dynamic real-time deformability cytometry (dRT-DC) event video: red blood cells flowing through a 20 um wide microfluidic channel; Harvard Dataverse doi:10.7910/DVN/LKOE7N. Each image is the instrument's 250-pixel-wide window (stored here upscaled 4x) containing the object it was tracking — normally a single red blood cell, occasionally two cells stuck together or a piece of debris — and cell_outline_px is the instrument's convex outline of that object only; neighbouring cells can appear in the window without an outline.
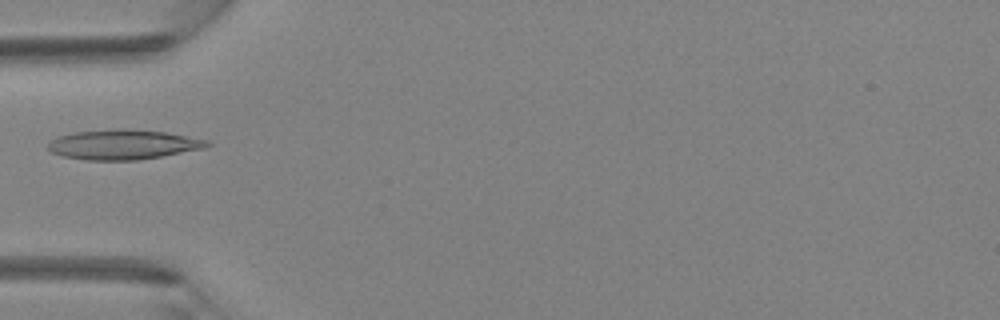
{"species": "Egyptian fruit bat (a non-hibernating species)", "species_latin": "Rousettus aegyptiacus", "temperature_condition": "room temperature", "stored_images_in_passage": 4, "camera_frame_rate_fps": 3000, "um_per_image_px": 0.085, "animal": {"sex": "female"}, "frame": {"image": 1, "passage_image": 4, "time_ms": 1.0, "image_size_px": [1000, 320], "cell_outline_px": [[212, 144], [204, 148], [140, 160], [84, 160], [64, 156], [52, 152], [48, 148], [48, 144], [56, 136], [76, 132], [116, 128], [164, 132], [208, 140]], "centroid_in_image_um": [10.45, 12.29], "position_along_channel_um": 74.5, "area_um2": 27.46}}